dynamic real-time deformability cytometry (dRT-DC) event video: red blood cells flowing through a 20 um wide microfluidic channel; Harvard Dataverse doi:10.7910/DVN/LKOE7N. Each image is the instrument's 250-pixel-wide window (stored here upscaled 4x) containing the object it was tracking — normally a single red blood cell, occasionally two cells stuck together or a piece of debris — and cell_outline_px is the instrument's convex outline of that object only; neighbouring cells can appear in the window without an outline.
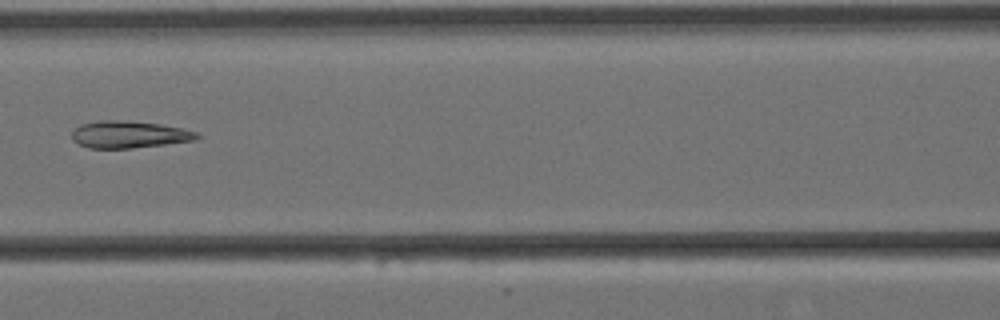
{"species": "Egyptian fruit bat (a non-hibernating species)", "species_latin": "Rousettus aegyptiacus", "temperature_condition": "cold", "stored_images_in_passage": 8, "camera_frame_rate_fps": 3000, "um_per_image_px": 0.085, "animal": {"sex": "female"}, "frame": {"image": 1, "passage_image": 7, "time_ms": 2.0, "image_size_px": [1000, 320], "cell_outline_px": [[200, 136], [192, 140], [164, 144], [132, 148], [88, 148], [76, 144], [72, 140], [72, 132], [80, 124], [100, 120], [120, 120], [160, 124], [180, 128], [196, 132]], "centroid_in_image_um": [10.88, 11.43], "position_along_channel_um": 155.7, "area_um2": 19.54}}
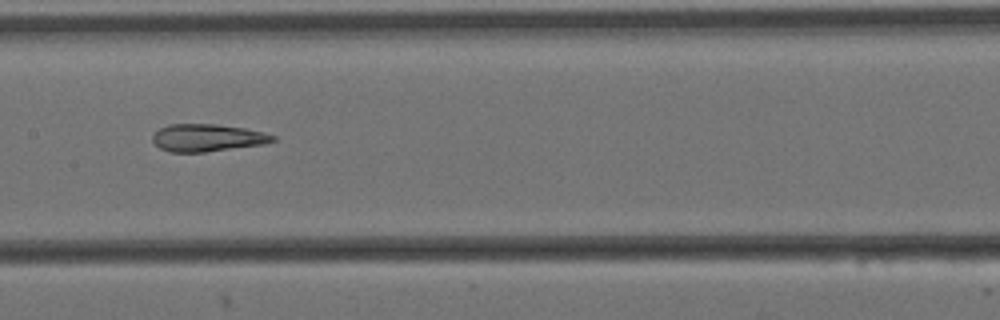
{"frame": {"image": 2, "passage_image": 8, "time_ms": 2.333, "image_size_px": [1000, 320], "cell_outline_px": [[276, 140], [264, 144], [204, 152], [172, 152], [160, 148], [152, 140], [152, 136], [160, 128], [168, 124], [216, 124], [244, 128], [264, 132], [276, 136]], "centroid_in_image_um": [17.63, 11.7], "position_along_channel_um": 189.8, "area_um2": 19.13}}